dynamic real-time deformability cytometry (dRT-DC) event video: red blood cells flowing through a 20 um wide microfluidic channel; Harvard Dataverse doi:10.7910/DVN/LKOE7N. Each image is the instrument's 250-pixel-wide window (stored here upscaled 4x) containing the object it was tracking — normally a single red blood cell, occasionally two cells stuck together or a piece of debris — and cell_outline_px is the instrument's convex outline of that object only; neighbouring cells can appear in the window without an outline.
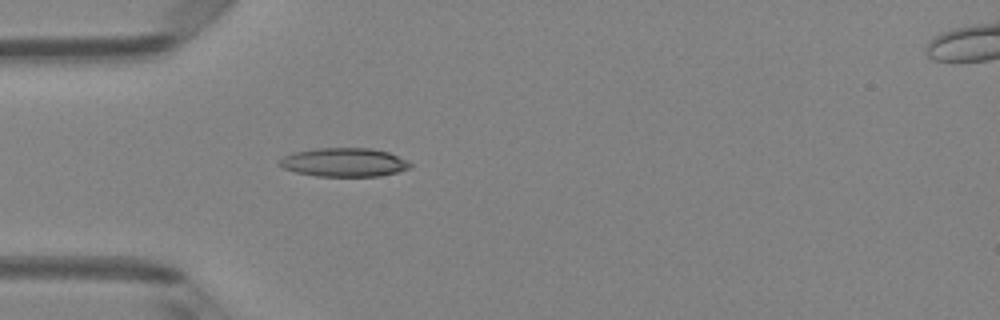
{"species": "Egyptian fruit bat (a non-hibernating species)", "species_latin": "Rousettus aegyptiacus", "temperature_condition": "room temperature", "stored_images_in_passage": 4, "camera_frame_rate_fps": 3000, "um_per_image_px": 0.085, "animal": {"sex": "female"}, "frame": {"image": 1, "passage_image": 4, "time_ms": 1.0, "image_size_px": [1000, 320], "cell_outline_px": [[412, 168], [380, 176], [316, 176], [296, 172], [284, 168], [280, 164], [280, 160], [284, 156], [292, 152], [316, 148], [372, 148], [388, 152], [408, 160], [412, 164]], "centroid_in_image_um": [29.28, 13.79], "position_along_channel_um": 55.7, "area_um2": 21.91}}